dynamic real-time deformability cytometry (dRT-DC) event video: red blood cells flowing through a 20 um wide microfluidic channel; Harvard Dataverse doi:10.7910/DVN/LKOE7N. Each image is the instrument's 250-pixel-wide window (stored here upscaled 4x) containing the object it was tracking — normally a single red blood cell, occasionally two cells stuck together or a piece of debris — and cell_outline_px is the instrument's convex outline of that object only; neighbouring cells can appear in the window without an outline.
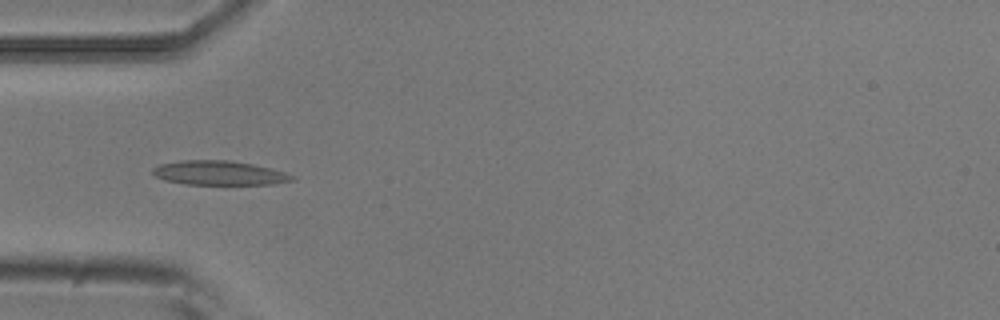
{"species": "common noctule bat (a hibernating species)", "species_latin": "Nyctalus noctula", "temperature_condition": "room temperature", "stored_images_in_passage": 5, "camera_frame_rate_fps": 3000, "um_per_image_px": 0.085, "animal": {"sex": "male", "body_mass_g": 20.5, "forearm_length_mm": 52.5}, "frame": {"image": 1, "passage_image": 3, "time_ms": 0.667, "image_size_px": [1000, 320], "cell_outline_px": [[296, 180], [276, 184], [184, 184], [164, 180], [156, 176], [152, 172], [152, 168], [160, 164], [180, 160], [228, 160], [252, 164], [284, 172], [296, 176]], "centroid_in_image_um": [18.63, 14.7], "position_along_channel_um": 66.4, "area_um2": 19.71}}
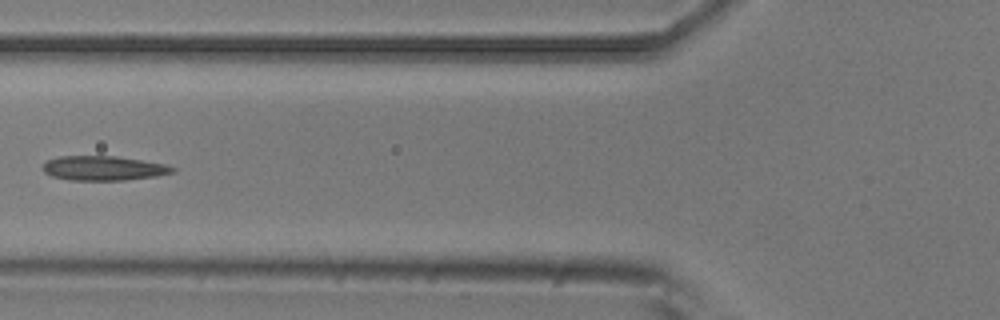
{"frame": {"image": 2, "passage_image": 4, "time_ms": 1.0, "image_size_px": [1000, 320], "cell_outline_px": [[176, 172], [156, 176], [124, 180], [68, 180], [52, 176], [44, 172], [44, 164], [48, 160], [60, 156], [116, 156], [164, 164], [176, 168]], "centroid_in_image_um": [8.81, 14.3], "position_along_channel_um": 117.0, "area_um2": 18.38}}
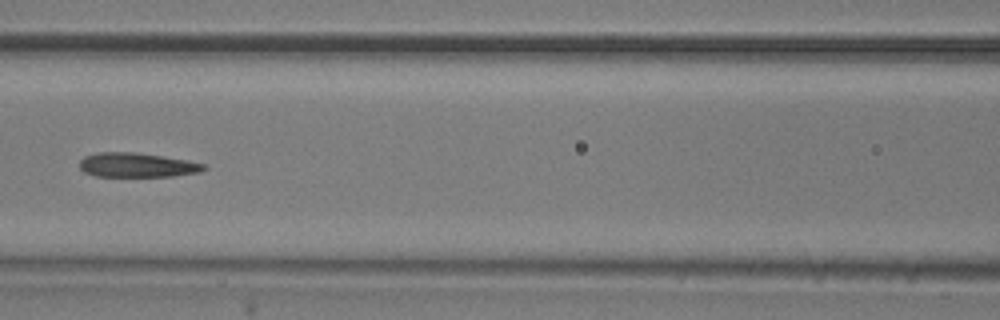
{"frame": {"image": 3, "passage_image": 5, "time_ms": 1.333, "image_size_px": [1000, 320], "cell_outline_px": [[208, 168], [200, 172], [172, 176], [96, 176], [84, 172], [80, 168], [80, 160], [84, 156], [100, 152], [136, 152], [188, 160], [204, 164]], "centroid_in_image_um": [11.65, 14.02], "position_along_channel_um": 154.9, "area_um2": 17.63}}